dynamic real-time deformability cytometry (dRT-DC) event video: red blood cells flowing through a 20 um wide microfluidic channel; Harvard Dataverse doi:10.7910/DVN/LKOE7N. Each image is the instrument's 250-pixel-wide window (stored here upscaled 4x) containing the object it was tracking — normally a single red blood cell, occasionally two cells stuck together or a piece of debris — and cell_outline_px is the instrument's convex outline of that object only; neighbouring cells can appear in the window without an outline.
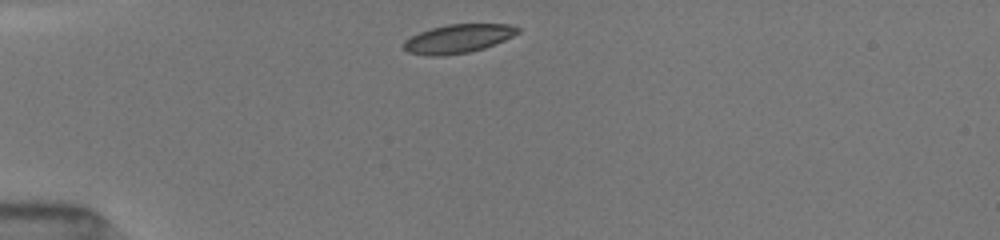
{"species": "common noctule bat (a hibernating species)", "species_latin": "Nyctalus noctula", "temperature_condition": "room temperature", "stored_images_in_passage": 38, "camera_frame_rate_fps": 3000, "um_per_image_px": 0.085, "animal": {"sex": "female", "body_mass_g": 19.5, "forearm_length_mm": 54.1}, "frame": {"image": 1, "passage_image": 1, "time_ms": 0.0, "image_size_px": [1000, 240], "cell_outline_px": [[520, 32], [504, 40], [484, 48], [468, 52], [444, 56], [428, 56], [408, 52], [404, 48], [404, 40], [420, 32], [432, 28], [448, 24], [512, 24], [520, 28]], "centroid_in_image_um": [38.95, 3.29], "position_along_channel_um": 46.0, "area_um2": 19.02}}
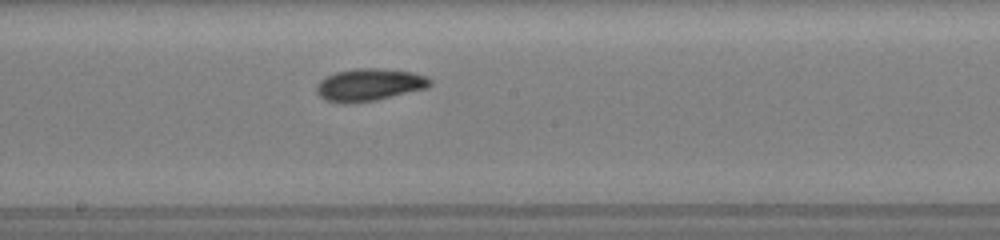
{"frame": {"image": 2, "passage_image": 16, "time_ms": 5.0, "image_size_px": [1000, 240], "cell_outline_px": [[432, 84], [428, 88], [376, 100], [352, 104], [344, 104], [324, 100], [316, 92], [316, 88], [320, 80], [336, 72], [356, 68], [376, 68], [412, 72], [424, 76], [432, 80]], "centroid_in_image_um": [31.38, 7.22], "position_along_channel_um": 216.8, "area_um2": 21.5}}
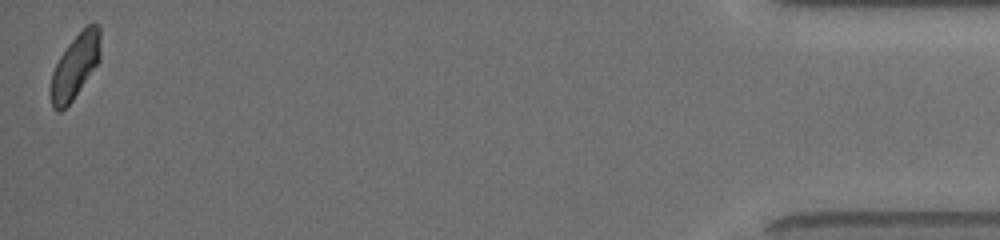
{"frame": {"image": 3, "passage_image": 38, "time_ms": 12.333, "image_size_px": [1000, 240], "cell_outline_px": [[100, 60], [72, 100], [60, 112], [56, 112], [52, 108], [52, 72], [60, 56], [68, 44], [88, 24], [100, 24]], "centroid_in_image_um": [6.41, 5.61], "position_along_channel_um": 428.8, "area_um2": 18.21}, "authors_computed_cell_mechanics": {"area_um2": 19.8254, "velocity_mm_per_s": 4.0077, "shape_relaxation_time_tau1_ms": 2.6816, "shape_relaxation_time_tau2_ms": 4.3031, "deformation_change_tau1": 0.1192, "deformation_change_tau2": 0.1002}}